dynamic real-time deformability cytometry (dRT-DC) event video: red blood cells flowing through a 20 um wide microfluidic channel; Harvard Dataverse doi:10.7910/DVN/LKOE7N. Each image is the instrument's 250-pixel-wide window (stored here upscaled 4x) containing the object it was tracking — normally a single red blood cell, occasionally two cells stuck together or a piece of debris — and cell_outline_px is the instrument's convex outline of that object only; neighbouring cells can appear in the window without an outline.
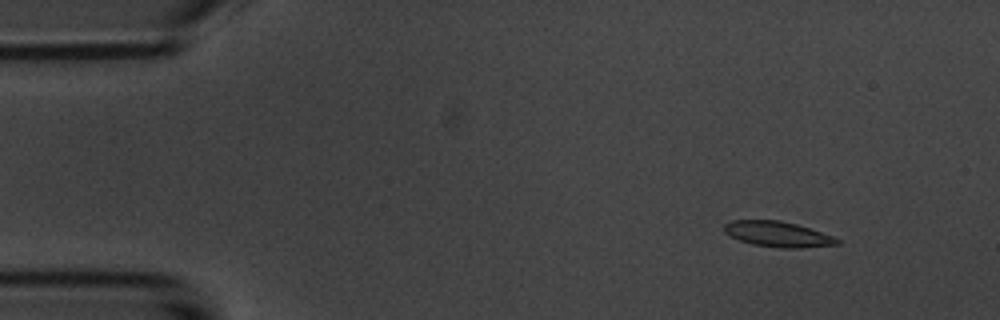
{"species": "common noctule bat (a hibernating species)", "species_latin": "Nyctalus noctula", "temperature_condition": "room temperature", "stored_images_in_passage": 5, "camera_frame_rate_fps": 3000, "um_per_image_px": 0.085, "animal": {"sex": "male", "body_mass_g": 20.1, "forearm_length_mm": 53.5}, "frame": {"image": 1, "passage_image": 2, "time_ms": 1.0, "image_size_px": [1000, 320], "cell_outline_px": [[840, 244], [800, 248], [784, 248], [752, 244], [740, 240], [724, 232], [724, 224], [732, 220], [780, 220], [796, 224], [832, 236], [840, 240]], "centroid_in_image_um": [66.1, 19.9], "position_along_channel_um": 18.9, "area_um2": 16.53}}